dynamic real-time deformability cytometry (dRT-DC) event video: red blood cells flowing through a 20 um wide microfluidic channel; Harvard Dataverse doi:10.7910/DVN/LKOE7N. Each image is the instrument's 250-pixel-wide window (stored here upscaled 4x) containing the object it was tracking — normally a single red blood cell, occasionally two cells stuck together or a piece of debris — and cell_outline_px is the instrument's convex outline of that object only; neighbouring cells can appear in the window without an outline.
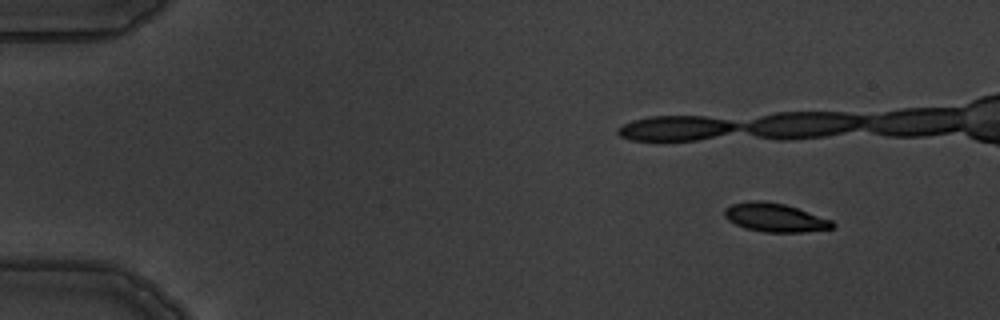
{"species": "common noctule bat (a hibernating species)", "species_latin": "Nyctalus noctula", "temperature_condition": "warm", "stored_images_in_passage": 9, "camera_frame_rate_fps": 3000, "um_per_image_px": 0.085, "animal": {"sex": "male", "body_mass_g": 19.5, "forearm_length_mm": 54.6}, "frame": {"image": 1, "passage_image": 2, "time_ms": 1.333, "image_size_px": [1000, 320], "cell_outline_px": [[836, 224], [832, 228], [804, 232], [764, 232], [744, 228], [728, 220], [724, 216], [724, 208], [732, 204], [748, 200], [764, 200], [784, 204], [832, 220]], "centroid_in_image_um": [65.84, 18.48], "position_along_channel_um": 19.2, "area_um2": 18.03}}